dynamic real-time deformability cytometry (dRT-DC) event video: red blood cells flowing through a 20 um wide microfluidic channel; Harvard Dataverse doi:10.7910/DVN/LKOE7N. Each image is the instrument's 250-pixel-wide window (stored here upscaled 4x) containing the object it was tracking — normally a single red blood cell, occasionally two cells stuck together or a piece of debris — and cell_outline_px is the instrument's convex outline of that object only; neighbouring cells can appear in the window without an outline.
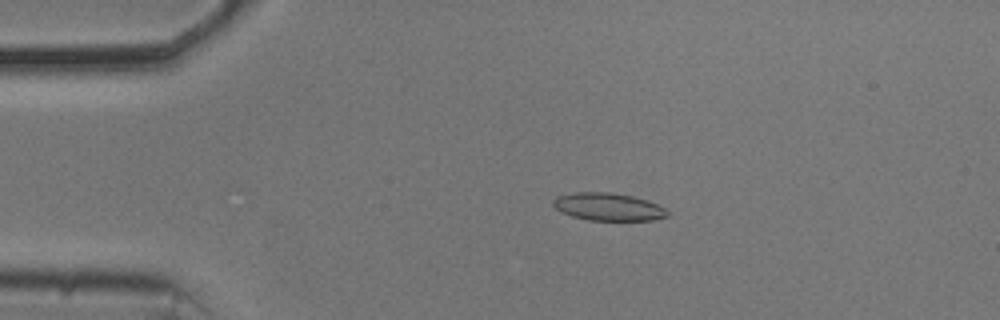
{"species": "common noctule bat (a hibernating species)", "species_latin": "Nyctalus noctula", "temperature_condition": "cold", "stored_images_in_passage": 53, "camera_frame_rate_fps": 3000, "um_per_image_px": 0.085, "animal": {"sex": "male", "body_mass_g": 20.5, "forearm_length_mm": 52.5}, "frame": {"image": 1, "passage_image": 10, "time_ms": 3.0, "image_size_px": [1000, 320], "cell_outline_px": [[668, 216], [652, 220], [588, 220], [572, 216], [560, 212], [552, 204], [552, 200], [556, 196], [576, 192], [608, 192], [632, 196], [656, 204], [664, 208], [668, 212]], "centroid_in_image_um": [51.64, 17.58], "position_along_channel_um": 33.4, "area_um2": 18.26}}
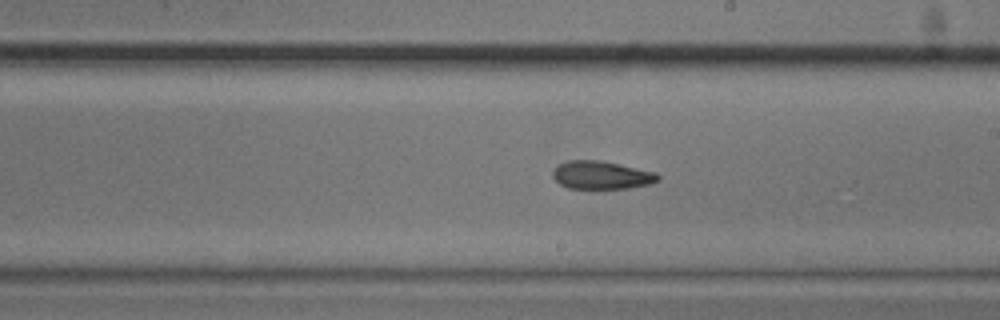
{"frame": {"image": 2, "passage_image": 30, "time_ms": 9.667, "image_size_px": [1000, 320], "cell_outline_px": [[660, 180], [652, 184], [604, 192], [592, 192], [568, 188], [560, 184], [552, 176], [552, 172], [560, 164], [568, 160], [600, 160], [620, 164], [656, 172], [660, 176]], "centroid_in_image_um": [51.15, 14.95], "position_along_channel_um": 237.9, "area_um2": 18.26}}
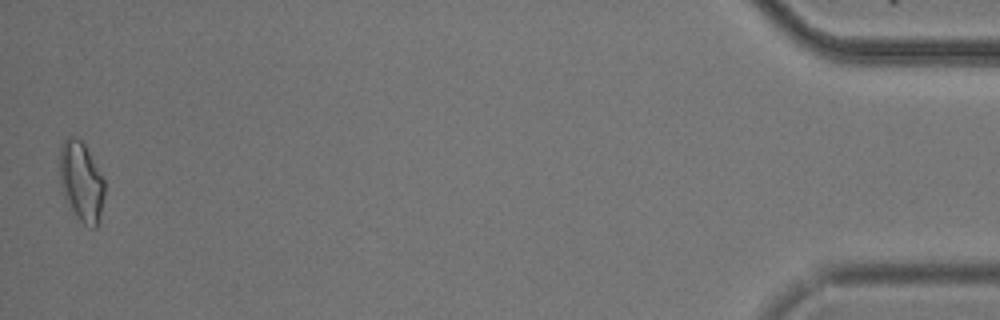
{"frame": {"image": 3, "passage_image": 53, "time_ms": 17.333, "image_size_px": [1000, 320], "cell_outline_px": [[104, 196], [100, 220], [96, 228], [92, 228], [84, 224], [68, 208], [60, 184], [60, 144], [68, 136], [72, 136], [84, 140], [104, 180]], "centroid_in_image_um": [6.91, 15.42], "position_along_channel_um": 428.3, "area_um2": 21.33}, "authors_computed_cell_mechanics": {"area_um2": 18.2648, "velocity_mm_per_s": 3.683, "shape_relaxation_time_tau1_ms": 5.2706, "shape_relaxation_time_tau2_ms": 4.9327, "deformation_change_tau1": 0.1396, "deformation_change_tau2": 0.1344}}